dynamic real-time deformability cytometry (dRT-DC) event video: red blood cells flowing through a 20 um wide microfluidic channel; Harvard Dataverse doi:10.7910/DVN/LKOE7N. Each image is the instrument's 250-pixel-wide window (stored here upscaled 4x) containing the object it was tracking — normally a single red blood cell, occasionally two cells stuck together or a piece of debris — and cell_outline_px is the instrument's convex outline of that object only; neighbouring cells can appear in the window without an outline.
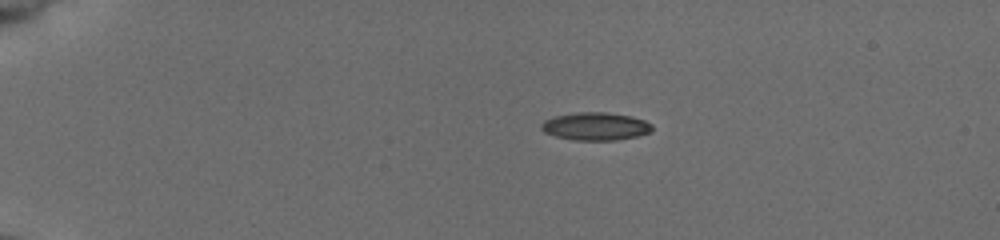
{"species": "common noctule bat (a hibernating species)", "species_latin": "Nyctalus noctula", "temperature_condition": "cold", "stored_images_in_passage": 43, "camera_frame_rate_fps": 3000, "um_per_image_px": 0.085, "animal": {"sex": "female", "body_mass_g": 19.5, "forearm_length_mm": 54.1}, "frame": {"image": 1, "passage_image": 1, "time_ms": 0.0, "image_size_px": [1000, 240], "cell_outline_px": [[652, 128], [648, 132], [636, 136], [616, 140], [572, 140], [556, 136], [544, 132], [540, 128], [540, 124], [544, 120], [556, 116], [576, 112], [608, 112], [632, 116], [644, 120], [652, 124]], "centroid_in_image_um": [50.59, 10.73], "position_along_channel_um": 34.4, "area_um2": 17.98}}
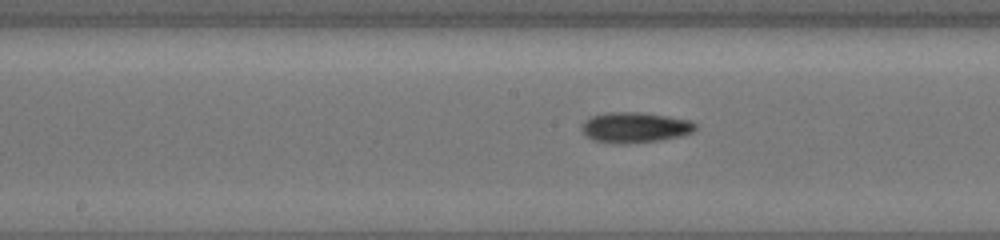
{"frame": {"image": 2, "passage_image": 19, "time_ms": 6.0, "image_size_px": [1000, 240], "cell_outline_px": [[696, 128], [692, 132], [684, 136], [660, 140], [628, 144], [616, 144], [592, 140], [580, 128], [592, 116], [608, 112], [640, 112], [668, 116], [692, 120], [696, 124]], "centroid_in_image_um": [54.03, 10.84], "position_along_channel_um": 194.2, "area_um2": 20.29}}
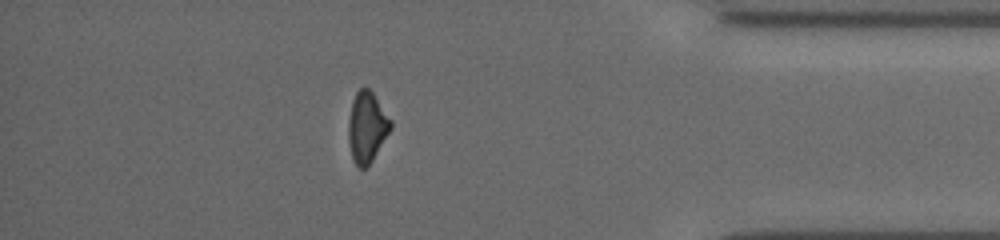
{"frame": {"image": 3, "passage_image": 37, "time_ms": 12.0, "image_size_px": [1000, 240], "cell_outline_px": [[392, 128], [372, 160], [364, 168], [360, 168], [356, 164], [352, 156], [348, 140], [348, 120], [352, 100], [356, 92], [360, 88], [368, 88], [372, 92], [392, 120]], "centroid_in_image_um": [31.19, 10.78], "position_along_channel_um": 404.0, "area_um2": 17.28}, "authors_computed_cell_mechanics": {"area_um2": 18.0914, "velocity_mm_per_s": 3.9397, "shape_relaxation_time_tau1_ms": 4.6833, "shape_relaxation_time_tau2_ms": 6.2451, "deformation_change_tau1": 0.1471, "deformation_change_tau2": 0.1529}}